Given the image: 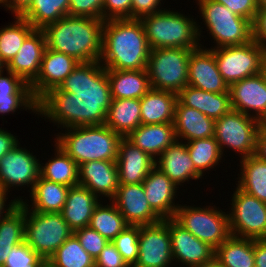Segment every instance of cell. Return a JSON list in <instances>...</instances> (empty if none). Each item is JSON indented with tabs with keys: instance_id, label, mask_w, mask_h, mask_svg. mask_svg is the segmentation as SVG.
Segmentation results:
<instances>
[{
	"instance_id": "cell-36",
	"label": "cell",
	"mask_w": 266,
	"mask_h": 267,
	"mask_svg": "<svg viewBox=\"0 0 266 267\" xmlns=\"http://www.w3.org/2000/svg\"><path fill=\"white\" fill-rule=\"evenodd\" d=\"M221 267H255L254 239L230 235L215 249Z\"/></svg>"
},
{
	"instance_id": "cell-43",
	"label": "cell",
	"mask_w": 266,
	"mask_h": 267,
	"mask_svg": "<svg viewBox=\"0 0 266 267\" xmlns=\"http://www.w3.org/2000/svg\"><path fill=\"white\" fill-rule=\"evenodd\" d=\"M129 267H133L138 258L139 225H129L112 241Z\"/></svg>"
},
{
	"instance_id": "cell-28",
	"label": "cell",
	"mask_w": 266,
	"mask_h": 267,
	"mask_svg": "<svg viewBox=\"0 0 266 267\" xmlns=\"http://www.w3.org/2000/svg\"><path fill=\"white\" fill-rule=\"evenodd\" d=\"M177 97L182 105L196 109L214 120L232 110L229 92L212 93L187 85Z\"/></svg>"
},
{
	"instance_id": "cell-59",
	"label": "cell",
	"mask_w": 266,
	"mask_h": 267,
	"mask_svg": "<svg viewBox=\"0 0 266 267\" xmlns=\"http://www.w3.org/2000/svg\"><path fill=\"white\" fill-rule=\"evenodd\" d=\"M6 69V66L2 63V61L0 60V73Z\"/></svg>"
},
{
	"instance_id": "cell-51",
	"label": "cell",
	"mask_w": 266,
	"mask_h": 267,
	"mask_svg": "<svg viewBox=\"0 0 266 267\" xmlns=\"http://www.w3.org/2000/svg\"><path fill=\"white\" fill-rule=\"evenodd\" d=\"M252 40L266 49V9H258L251 23Z\"/></svg>"
},
{
	"instance_id": "cell-37",
	"label": "cell",
	"mask_w": 266,
	"mask_h": 267,
	"mask_svg": "<svg viewBox=\"0 0 266 267\" xmlns=\"http://www.w3.org/2000/svg\"><path fill=\"white\" fill-rule=\"evenodd\" d=\"M25 207L19 202L0 219V267H3L11 249L24 241Z\"/></svg>"
},
{
	"instance_id": "cell-42",
	"label": "cell",
	"mask_w": 266,
	"mask_h": 267,
	"mask_svg": "<svg viewBox=\"0 0 266 267\" xmlns=\"http://www.w3.org/2000/svg\"><path fill=\"white\" fill-rule=\"evenodd\" d=\"M95 259L73 234L46 261L47 267H90Z\"/></svg>"
},
{
	"instance_id": "cell-18",
	"label": "cell",
	"mask_w": 266,
	"mask_h": 267,
	"mask_svg": "<svg viewBox=\"0 0 266 267\" xmlns=\"http://www.w3.org/2000/svg\"><path fill=\"white\" fill-rule=\"evenodd\" d=\"M188 85L212 93L229 92V86L218 70L214 53L202 44L191 51Z\"/></svg>"
},
{
	"instance_id": "cell-41",
	"label": "cell",
	"mask_w": 266,
	"mask_h": 267,
	"mask_svg": "<svg viewBox=\"0 0 266 267\" xmlns=\"http://www.w3.org/2000/svg\"><path fill=\"white\" fill-rule=\"evenodd\" d=\"M185 143L195 169L202 176L206 175L205 171L217 169L220 166L219 163L223 164L222 157L224 156L214 136L211 138L195 139Z\"/></svg>"
},
{
	"instance_id": "cell-39",
	"label": "cell",
	"mask_w": 266,
	"mask_h": 267,
	"mask_svg": "<svg viewBox=\"0 0 266 267\" xmlns=\"http://www.w3.org/2000/svg\"><path fill=\"white\" fill-rule=\"evenodd\" d=\"M14 20L0 28V60L7 66L18 53L24 40L35 28L21 16H13Z\"/></svg>"
},
{
	"instance_id": "cell-12",
	"label": "cell",
	"mask_w": 266,
	"mask_h": 267,
	"mask_svg": "<svg viewBox=\"0 0 266 267\" xmlns=\"http://www.w3.org/2000/svg\"><path fill=\"white\" fill-rule=\"evenodd\" d=\"M234 188L227 211L230 234L240 238L266 239V202L237 185Z\"/></svg>"
},
{
	"instance_id": "cell-33",
	"label": "cell",
	"mask_w": 266,
	"mask_h": 267,
	"mask_svg": "<svg viewBox=\"0 0 266 267\" xmlns=\"http://www.w3.org/2000/svg\"><path fill=\"white\" fill-rule=\"evenodd\" d=\"M104 124L121 137H127L141 125L140 99H112Z\"/></svg>"
},
{
	"instance_id": "cell-49",
	"label": "cell",
	"mask_w": 266,
	"mask_h": 267,
	"mask_svg": "<svg viewBox=\"0 0 266 267\" xmlns=\"http://www.w3.org/2000/svg\"><path fill=\"white\" fill-rule=\"evenodd\" d=\"M95 264L100 267H129L111 241L97 256Z\"/></svg>"
},
{
	"instance_id": "cell-50",
	"label": "cell",
	"mask_w": 266,
	"mask_h": 267,
	"mask_svg": "<svg viewBox=\"0 0 266 267\" xmlns=\"http://www.w3.org/2000/svg\"><path fill=\"white\" fill-rule=\"evenodd\" d=\"M164 3L163 0H132L131 19H140L145 15L162 11L165 9L162 8Z\"/></svg>"
},
{
	"instance_id": "cell-61",
	"label": "cell",
	"mask_w": 266,
	"mask_h": 267,
	"mask_svg": "<svg viewBox=\"0 0 266 267\" xmlns=\"http://www.w3.org/2000/svg\"><path fill=\"white\" fill-rule=\"evenodd\" d=\"M263 71L266 74V60H265V63H264Z\"/></svg>"
},
{
	"instance_id": "cell-16",
	"label": "cell",
	"mask_w": 266,
	"mask_h": 267,
	"mask_svg": "<svg viewBox=\"0 0 266 267\" xmlns=\"http://www.w3.org/2000/svg\"><path fill=\"white\" fill-rule=\"evenodd\" d=\"M171 236V249L174 264L178 267H192L215 257V249L199 240L173 218L167 219ZM180 264L182 266H180Z\"/></svg>"
},
{
	"instance_id": "cell-20",
	"label": "cell",
	"mask_w": 266,
	"mask_h": 267,
	"mask_svg": "<svg viewBox=\"0 0 266 267\" xmlns=\"http://www.w3.org/2000/svg\"><path fill=\"white\" fill-rule=\"evenodd\" d=\"M78 63L67 54L46 48L42 57L40 73L30 85L34 99L38 101L48 91L58 88Z\"/></svg>"
},
{
	"instance_id": "cell-5",
	"label": "cell",
	"mask_w": 266,
	"mask_h": 267,
	"mask_svg": "<svg viewBox=\"0 0 266 267\" xmlns=\"http://www.w3.org/2000/svg\"><path fill=\"white\" fill-rule=\"evenodd\" d=\"M63 129L54 134L53 140L78 165L97 160L116 161L122 137L107 125Z\"/></svg>"
},
{
	"instance_id": "cell-17",
	"label": "cell",
	"mask_w": 266,
	"mask_h": 267,
	"mask_svg": "<svg viewBox=\"0 0 266 267\" xmlns=\"http://www.w3.org/2000/svg\"><path fill=\"white\" fill-rule=\"evenodd\" d=\"M129 225H151L163 220L149 205L143 184H119L110 200Z\"/></svg>"
},
{
	"instance_id": "cell-56",
	"label": "cell",
	"mask_w": 266,
	"mask_h": 267,
	"mask_svg": "<svg viewBox=\"0 0 266 267\" xmlns=\"http://www.w3.org/2000/svg\"><path fill=\"white\" fill-rule=\"evenodd\" d=\"M254 155L266 161V129L262 125L257 132Z\"/></svg>"
},
{
	"instance_id": "cell-45",
	"label": "cell",
	"mask_w": 266,
	"mask_h": 267,
	"mask_svg": "<svg viewBox=\"0 0 266 267\" xmlns=\"http://www.w3.org/2000/svg\"><path fill=\"white\" fill-rule=\"evenodd\" d=\"M74 235L80 241L81 246L94 259L97 258V256L109 242L106 238L89 226L75 230Z\"/></svg>"
},
{
	"instance_id": "cell-8",
	"label": "cell",
	"mask_w": 266,
	"mask_h": 267,
	"mask_svg": "<svg viewBox=\"0 0 266 267\" xmlns=\"http://www.w3.org/2000/svg\"><path fill=\"white\" fill-rule=\"evenodd\" d=\"M192 49L150 50L146 71L151 89L179 93L188 85V63Z\"/></svg>"
},
{
	"instance_id": "cell-55",
	"label": "cell",
	"mask_w": 266,
	"mask_h": 267,
	"mask_svg": "<svg viewBox=\"0 0 266 267\" xmlns=\"http://www.w3.org/2000/svg\"><path fill=\"white\" fill-rule=\"evenodd\" d=\"M4 10L11 11L14 16H20L31 4L32 0H3Z\"/></svg>"
},
{
	"instance_id": "cell-10",
	"label": "cell",
	"mask_w": 266,
	"mask_h": 267,
	"mask_svg": "<svg viewBox=\"0 0 266 267\" xmlns=\"http://www.w3.org/2000/svg\"><path fill=\"white\" fill-rule=\"evenodd\" d=\"M260 127V120L231 110L215 120L214 137L223 156H226L225 153L228 152V149L237 153L238 155H235L241 159L255 154L256 136Z\"/></svg>"
},
{
	"instance_id": "cell-46",
	"label": "cell",
	"mask_w": 266,
	"mask_h": 267,
	"mask_svg": "<svg viewBox=\"0 0 266 267\" xmlns=\"http://www.w3.org/2000/svg\"><path fill=\"white\" fill-rule=\"evenodd\" d=\"M104 0H69V16L103 19Z\"/></svg>"
},
{
	"instance_id": "cell-52",
	"label": "cell",
	"mask_w": 266,
	"mask_h": 267,
	"mask_svg": "<svg viewBox=\"0 0 266 267\" xmlns=\"http://www.w3.org/2000/svg\"><path fill=\"white\" fill-rule=\"evenodd\" d=\"M19 143L18 136L0 127V159Z\"/></svg>"
},
{
	"instance_id": "cell-2",
	"label": "cell",
	"mask_w": 266,
	"mask_h": 267,
	"mask_svg": "<svg viewBox=\"0 0 266 267\" xmlns=\"http://www.w3.org/2000/svg\"><path fill=\"white\" fill-rule=\"evenodd\" d=\"M150 50L140 19L104 21L99 62L105 69H146Z\"/></svg>"
},
{
	"instance_id": "cell-25",
	"label": "cell",
	"mask_w": 266,
	"mask_h": 267,
	"mask_svg": "<svg viewBox=\"0 0 266 267\" xmlns=\"http://www.w3.org/2000/svg\"><path fill=\"white\" fill-rule=\"evenodd\" d=\"M18 109L28 110L31 111L30 114L37 115V101L31 93L29 84L13 72L3 70L0 73V115L2 118L7 114L13 115Z\"/></svg>"
},
{
	"instance_id": "cell-31",
	"label": "cell",
	"mask_w": 266,
	"mask_h": 267,
	"mask_svg": "<svg viewBox=\"0 0 266 267\" xmlns=\"http://www.w3.org/2000/svg\"><path fill=\"white\" fill-rule=\"evenodd\" d=\"M177 93L150 89L141 99V124L173 123Z\"/></svg>"
},
{
	"instance_id": "cell-13",
	"label": "cell",
	"mask_w": 266,
	"mask_h": 267,
	"mask_svg": "<svg viewBox=\"0 0 266 267\" xmlns=\"http://www.w3.org/2000/svg\"><path fill=\"white\" fill-rule=\"evenodd\" d=\"M33 154L30 149L22 147L19 141L0 159V187L8 194L12 190L25 191L28 187L26 191L30 193L33 189L40 177L41 161Z\"/></svg>"
},
{
	"instance_id": "cell-1",
	"label": "cell",
	"mask_w": 266,
	"mask_h": 267,
	"mask_svg": "<svg viewBox=\"0 0 266 267\" xmlns=\"http://www.w3.org/2000/svg\"><path fill=\"white\" fill-rule=\"evenodd\" d=\"M111 102L107 69L99 61L78 63L58 88L37 101V116L60 130L103 125Z\"/></svg>"
},
{
	"instance_id": "cell-57",
	"label": "cell",
	"mask_w": 266,
	"mask_h": 267,
	"mask_svg": "<svg viewBox=\"0 0 266 267\" xmlns=\"http://www.w3.org/2000/svg\"><path fill=\"white\" fill-rule=\"evenodd\" d=\"M192 267H221L219 261L214 257L212 260L200 263L198 265L192 266Z\"/></svg>"
},
{
	"instance_id": "cell-34",
	"label": "cell",
	"mask_w": 266,
	"mask_h": 267,
	"mask_svg": "<svg viewBox=\"0 0 266 267\" xmlns=\"http://www.w3.org/2000/svg\"><path fill=\"white\" fill-rule=\"evenodd\" d=\"M53 143L55 149L51 158L45 164L40 161V176L69 187L79 185V165L54 141Z\"/></svg>"
},
{
	"instance_id": "cell-60",
	"label": "cell",
	"mask_w": 266,
	"mask_h": 267,
	"mask_svg": "<svg viewBox=\"0 0 266 267\" xmlns=\"http://www.w3.org/2000/svg\"><path fill=\"white\" fill-rule=\"evenodd\" d=\"M261 125L266 129V118L261 122Z\"/></svg>"
},
{
	"instance_id": "cell-7",
	"label": "cell",
	"mask_w": 266,
	"mask_h": 267,
	"mask_svg": "<svg viewBox=\"0 0 266 267\" xmlns=\"http://www.w3.org/2000/svg\"><path fill=\"white\" fill-rule=\"evenodd\" d=\"M192 204H180L173 219L196 238L216 249L231 235L228 212L215 204L212 206L213 203L208 206Z\"/></svg>"
},
{
	"instance_id": "cell-32",
	"label": "cell",
	"mask_w": 266,
	"mask_h": 267,
	"mask_svg": "<svg viewBox=\"0 0 266 267\" xmlns=\"http://www.w3.org/2000/svg\"><path fill=\"white\" fill-rule=\"evenodd\" d=\"M112 99H141L150 89L149 76L143 70H107Z\"/></svg>"
},
{
	"instance_id": "cell-4",
	"label": "cell",
	"mask_w": 266,
	"mask_h": 267,
	"mask_svg": "<svg viewBox=\"0 0 266 267\" xmlns=\"http://www.w3.org/2000/svg\"><path fill=\"white\" fill-rule=\"evenodd\" d=\"M167 7L157 13L140 18L150 49L186 48L195 50L200 47L204 27L200 26L191 14L178 12ZM203 35V36H202Z\"/></svg>"
},
{
	"instance_id": "cell-29",
	"label": "cell",
	"mask_w": 266,
	"mask_h": 267,
	"mask_svg": "<svg viewBox=\"0 0 266 267\" xmlns=\"http://www.w3.org/2000/svg\"><path fill=\"white\" fill-rule=\"evenodd\" d=\"M126 138L155 160L177 140L173 123L141 124Z\"/></svg>"
},
{
	"instance_id": "cell-3",
	"label": "cell",
	"mask_w": 266,
	"mask_h": 267,
	"mask_svg": "<svg viewBox=\"0 0 266 267\" xmlns=\"http://www.w3.org/2000/svg\"><path fill=\"white\" fill-rule=\"evenodd\" d=\"M103 24V19L64 16L42 29L46 48L67 54L79 63L99 61Z\"/></svg>"
},
{
	"instance_id": "cell-58",
	"label": "cell",
	"mask_w": 266,
	"mask_h": 267,
	"mask_svg": "<svg viewBox=\"0 0 266 267\" xmlns=\"http://www.w3.org/2000/svg\"><path fill=\"white\" fill-rule=\"evenodd\" d=\"M258 9H266V0H256Z\"/></svg>"
},
{
	"instance_id": "cell-63",
	"label": "cell",
	"mask_w": 266,
	"mask_h": 267,
	"mask_svg": "<svg viewBox=\"0 0 266 267\" xmlns=\"http://www.w3.org/2000/svg\"><path fill=\"white\" fill-rule=\"evenodd\" d=\"M90 267H100V266H98L97 264H93L92 266H90Z\"/></svg>"
},
{
	"instance_id": "cell-27",
	"label": "cell",
	"mask_w": 266,
	"mask_h": 267,
	"mask_svg": "<svg viewBox=\"0 0 266 267\" xmlns=\"http://www.w3.org/2000/svg\"><path fill=\"white\" fill-rule=\"evenodd\" d=\"M100 201L88 188L81 185L72 186L61 211L63 219L73 231L87 227Z\"/></svg>"
},
{
	"instance_id": "cell-47",
	"label": "cell",
	"mask_w": 266,
	"mask_h": 267,
	"mask_svg": "<svg viewBox=\"0 0 266 267\" xmlns=\"http://www.w3.org/2000/svg\"><path fill=\"white\" fill-rule=\"evenodd\" d=\"M132 0H104L103 20L131 19Z\"/></svg>"
},
{
	"instance_id": "cell-48",
	"label": "cell",
	"mask_w": 266,
	"mask_h": 267,
	"mask_svg": "<svg viewBox=\"0 0 266 267\" xmlns=\"http://www.w3.org/2000/svg\"><path fill=\"white\" fill-rule=\"evenodd\" d=\"M215 1L225 5L233 13L245 19H248L251 23L258 10L256 0H215Z\"/></svg>"
},
{
	"instance_id": "cell-21",
	"label": "cell",
	"mask_w": 266,
	"mask_h": 267,
	"mask_svg": "<svg viewBox=\"0 0 266 267\" xmlns=\"http://www.w3.org/2000/svg\"><path fill=\"white\" fill-rule=\"evenodd\" d=\"M79 185L100 200H111L119 186L116 161H88L79 165ZM103 197V199H102Z\"/></svg>"
},
{
	"instance_id": "cell-24",
	"label": "cell",
	"mask_w": 266,
	"mask_h": 267,
	"mask_svg": "<svg viewBox=\"0 0 266 267\" xmlns=\"http://www.w3.org/2000/svg\"><path fill=\"white\" fill-rule=\"evenodd\" d=\"M155 166L165 173L178 187L184 188L190 180L204 178L194 167L186 143L176 140L156 159Z\"/></svg>"
},
{
	"instance_id": "cell-22",
	"label": "cell",
	"mask_w": 266,
	"mask_h": 267,
	"mask_svg": "<svg viewBox=\"0 0 266 267\" xmlns=\"http://www.w3.org/2000/svg\"><path fill=\"white\" fill-rule=\"evenodd\" d=\"M46 49L45 35L35 29L23 42L18 53L6 66V70L18 75L25 83L31 85L38 77L42 57Z\"/></svg>"
},
{
	"instance_id": "cell-38",
	"label": "cell",
	"mask_w": 266,
	"mask_h": 267,
	"mask_svg": "<svg viewBox=\"0 0 266 267\" xmlns=\"http://www.w3.org/2000/svg\"><path fill=\"white\" fill-rule=\"evenodd\" d=\"M104 202L101 200L95 207L89 227L112 242L129 224L110 200Z\"/></svg>"
},
{
	"instance_id": "cell-53",
	"label": "cell",
	"mask_w": 266,
	"mask_h": 267,
	"mask_svg": "<svg viewBox=\"0 0 266 267\" xmlns=\"http://www.w3.org/2000/svg\"><path fill=\"white\" fill-rule=\"evenodd\" d=\"M10 196L11 195H8V193L0 187V219L4 217L11 209H13L17 205V203L21 202L25 197V196L12 195L14 196V198L11 199L10 201V199L8 198Z\"/></svg>"
},
{
	"instance_id": "cell-11",
	"label": "cell",
	"mask_w": 266,
	"mask_h": 267,
	"mask_svg": "<svg viewBox=\"0 0 266 267\" xmlns=\"http://www.w3.org/2000/svg\"><path fill=\"white\" fill-rule=\"evenodd\" d=\"M210 50L214 53L218 70L228 86L263 71L266 49L253 40L244 45Z\"/></svg>"
},
{
	"instance_id": "cell-54",
	"label": "cell",
	"mask_w": 266,
	"mask_h": 267,
	"mask_svg": "<svg viewBox=\"0 0 266 267\" xmlns=\"http://www.w3.org/2000/svg\"><path fill=\"white\" fill-rule=\"evenodd\" d=\"M255 267H266V239H254Z\"/></svg>"
},
{
	"instance_id": "cell-23",
	"label": "cell",
	"mask_w": 266,
	"mask_h": 267,
	"mask_svg": "<svg viewBox=\"0 0 266 267\" xmlns=\"http://www.w3.org/2000/svg\"><path fill=\"white\" fill-rule=\"evenodd\" d=\"M155 163V159L126 137L121 138L116 159L119 184L142 183Z\"/></svg>"
},
{
	"instance_id": "cell-19",
	"label": "cell",
	"mask_w": 266,
	"mask_h": 267,
	"mask_svg": "<svg viewBox=\"0 0 266 267\" xmlns=\"http://www.w3.org/2000/svg\"><path fill=\"white\" fill-rule=\"evenodd\" d=\"M150 207L162 218H173L180 206L178 187L165 173L154 166L142 182Z\"/></svg>"
},
{
	"instance_id": "cell-30",
	"label": "cell",
	"mask_w": 266,
	"mask_h": 267,
	"mask_svg": "<svg viewBox=\"0 0 266 267\" xmlns=\"http://www.w3.org/2000/svg\"><path fill=\"white\" fill-rule=\"evenodd\" d=\"M69 189V186L46 180L40 176L29 193L30 200L25 197L20 203L26 209L35 212L61 213Z\"/></svg>"
},
{
	"instance_id": "cell-9",
	"label": "cell",
	"mask_w": 266,
	"mask_h": 267,
	"mask_svg": "<svg viewBox=\"0 0 266 267\" xmlns=\"http://www.w3.org/2000/svg\"><path fill=\"white\" fill-rule=\"evenodd\" d=\"M73 234L61 213L35 212L25 208L24 241L44 260L47 261Z\"/></svg>"
},
{
	"instance_id": "cell-6",
	"label": "cell",
	"mask_w": 266,
	"mask_h": 267,
	"mask_svg": "<svg viewBox=\"0 0 266 267\" xmlns=\"http://www.w3.org/2000/svg\"><path fill=\"white\" fill-rule=\"evenodd\" d=\"M197 3L202 22L210 39H213L214 47L207 49L239 46L252 41V26L245 19L228 9L225 5L215 0H194ZM202 18V19H201ZM212 37V38H211Z\"/></svg>"
},
{
	"instance_id": "cell-14",
	"label": "cell",
	"mask_w": 266,
	"mask_h": 267,
	"mask_svg": "<svg viewBox=\"0 0 266 267\" xmlns=\"http://www.w3.org/2000/svg\"><path fill=\"white\" fill-rule=\"evenodd\" d=\"M171 236L167 219L139 226L138 258L133 267H172Z\"/></svg>"
},
{
	"instance_id": "cell-62",
	"label": "cell",
	"mask_w": 266,
	"mask_h": 267,
	"mask_svg": "<svg viewBox=\"0 0 266 267\" xmlns=\"http://www.w3.org/2000/svg\"><path fill=\"white\" fill-rule=\"evenodd\" d=\"M1 6L4 8V1L3 0H0V7Z\"/></svg>"
},
{
	"instance_id": "cell-44",
	"label": "cell",
	"mask_w": 266,
	"mask_h": 267,
	"mask_svg": "<svg viewBox=\"0 0 266 267\" xmlns=\"http://www.w3.org/2000/svg\"><path fill=\"white\" fill-rule=\"evenodd\" d=\"M45 265L46 260L23 241L11 249L3 267H44Z\"/></svg>"
},
{
	"instance_id": "cell-40",
	"label": "cell",
	"mask_w": 266,
	"mask_h": 267,
	"mask_svg": "<svg viewBox=\"0 0 266 267\" xmlns=\"http://www.w3.org/2000/svg\"><path fill=\"white\" fill-rule=\"evenodd\" d=\"M69 0H32L20 15L35 29L42 30L48 24L68 16Z\"/></svg>"
},
{
	"instance_id": "cell-15",
	"label": "cell",
	"mask_w": 266,
	"mask_h": 267,
	"mask_svg": "<svg viewBox=\"0 0 266 267\" xmlns=\"http://www.w3.org/2000/svg\"><path fill=\"white\" fill-rule=\"evenodd\" d=\"M232 110L252 116L261 122L266 118V74L261 73L229 86Z\"/></svg>"
},
{
	"instance_id": "cell-35",
	"label": "cell",
	"mask_w": 266,
	"mask_h": 267,
	"mask_svg": "<svg viewBox=\"0 0 266 267\" xmlns=\"http://www.w3.org/2000/svg\"><path fill=\"white\" fill-rule=\"evenodd\" d=\"M236 185L244 192L266 202V161L255 155L238 159Z\"/></svg>"
},
{
	"instance_id": "cell-26",
	"label": "cell",
	"mask_w": 266,
	"mask_h": 267,
	"mask_svg": "<svg viewBox=\"0 0 266 267\" xmlns=\"http://www.w3.org/2000/svg\"><path fill=\"white\" fill-rule=\"evenodd\" d=\"M174 129L179 141L190 142L195 139L211 138L215 135V120L202 112L177 101Z\"/></svg>"
}]
</instances>
